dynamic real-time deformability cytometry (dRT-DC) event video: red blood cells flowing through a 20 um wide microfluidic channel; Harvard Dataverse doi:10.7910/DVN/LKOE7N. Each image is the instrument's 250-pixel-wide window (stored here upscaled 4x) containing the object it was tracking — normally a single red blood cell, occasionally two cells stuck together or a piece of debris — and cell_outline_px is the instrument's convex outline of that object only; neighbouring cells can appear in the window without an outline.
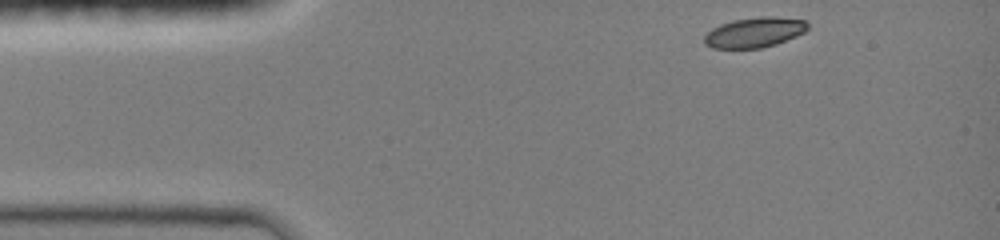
{"species": "common noctule bat (a hibernating species)", "species_latin": "Nyctalus noctula", "temperature_condition": "room temperature", "stored_images_in_passage": 7, "camera_frame_rate_fps": 3000, "um_per_image_px": 0.085, "animal": {"sex": "female", "body_mass_g": 19.0, "forearm_length_mm": 51.5}, "frame": {"image": 1, "passage_image": 1, "time_ms": 0.0, "image_size_px": [1000, 240], "cell_outline_px": [[808, 28], [804, 32], [796, 36], [776, 44], [760, 48], [712, 48], [704, 44], [704, 36], [712, 28], [720, 24], [732, 20], [760, 16], [772, 16], [804, 20], [808, 24]], "centroid_in_image_um": [64.11, 2.75], "position_along_channel_um": 20.9, "area_um2": 18.15}}
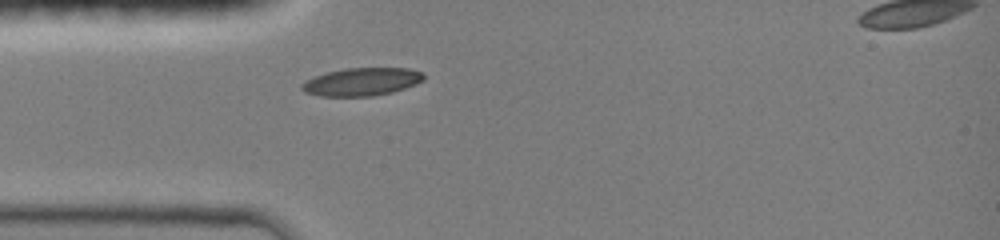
{"frame": {"image": 2, "passage_image": 7, "time_ms": 2.333, "image_size_px": [1000, 240], "cell_outline_px": [[424, 80], [416, 84], [392, 92], [372, 96], [320, 96], [304, 92], [300, 88], [300, 84], [304, 80], [328, 72], [344, 68], [408, 68], [424, 72]], "centroid_in_image_um": [30.74, 6.95], "position_along_channel_um": 54.3, "area_um2": 19.94}}